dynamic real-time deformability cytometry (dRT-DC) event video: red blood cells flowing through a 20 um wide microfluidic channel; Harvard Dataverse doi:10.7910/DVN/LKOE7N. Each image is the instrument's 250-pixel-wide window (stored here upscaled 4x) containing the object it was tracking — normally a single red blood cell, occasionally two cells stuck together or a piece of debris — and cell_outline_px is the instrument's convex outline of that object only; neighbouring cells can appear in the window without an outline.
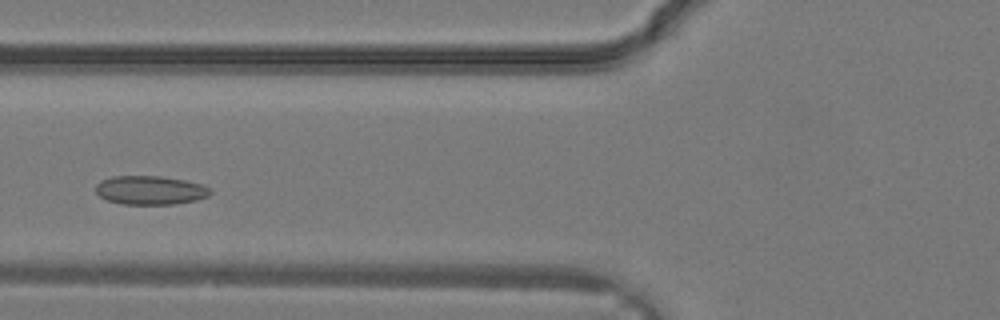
{"species": "common noctule bat (a hibernating species)", "species_latin": "Nyctalus noctula", "temperature_condition": "warm", "stored_images_in_passage": 28, "camera_frame_rate_fps": 3000, "um_per_image_px": 0.085, "animal": {"sex": "male", "body_mass_g": 19.2, "forearm_length_mm": 51.8}, "frame": {"image": 1, "passage_image": 8, "time_ms": 2.333, "image_size_px": [1000, 320], "cell_outline_px": [[212, 192], [208, 196], [196, 200], [172, 204], [120, 204], [108, 200], [100, 196], [96, 192], [96, 184], [100, 180], [112, 176], [160, 176], [184, 180], [200, 184], [212, 188]], "centroid_in_image_um": [12.76, 16.16], "position_along_channel_um": 113.0, "area_um2": 19.25}}
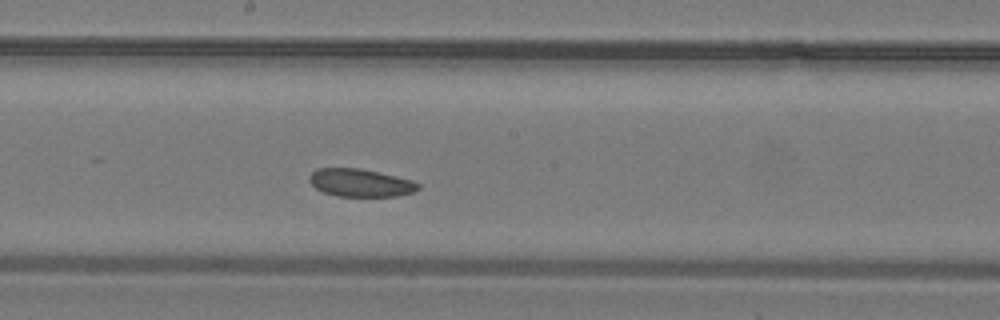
{"frame": {"image": 2, "passage_image": 13, "time_ms": 4.0, "image_size_px": [1000, 320], "cell_outline_px": [[420, 188], [412, 192], [396, 196], [336, 196], [324, 192], [316, 188], [308, 180], [308, 176], [316, 168], [360, 168], [412, 180], [420, 184]], "centroid_in_image_um": [30.61, 15.53], "position_along_channel_um": 217.6, "area_um2": 17.57}}
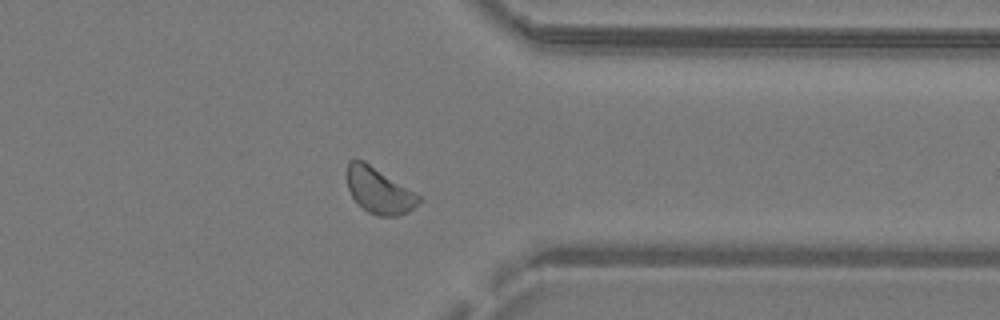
{"frame": {"image": 3, "passage_image": 21, "time_ms": 6.667, "image_size_px": [1000, 320], "cell_outline_px": [[420, 200], [408, 212], [396, 216], [376, 216], [368, 212], [352, 196], [348, 188], [344, 172], [348, 160], [364, 160], [416, 192], [420, 196]], "centroid_in_image_um": [32.17, 16.16], "position_along_channel_um": 379.2, "area_um2": 19.31}}